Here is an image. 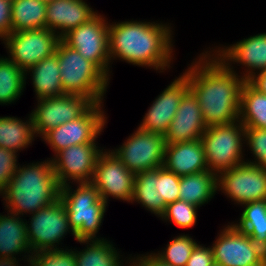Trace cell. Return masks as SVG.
I'll use <instances>...</instances> for the list:
<instances>
[{"instance_id": "1", "label": "cell", "mask_w": 266, "mask_h": 266, "mask_svg": "<svg viewBox=\"0 0 266 266\" xmlns=\"http://www.w3.org/2000/svg\"><path fill=\"white\" fill-rule=\"evenodd\" d=\"M182 72L198 99L207 127L239 120L241 90L246 80L229 70L205 48Z\"/></svg>"}, {"instance_id": "2", "label": "cell", "mask_w": 266, "mask_h": 266, "mask_svg": "<svg viewBox=\"0 0 266 266\" xmlns=\"http://www.w3.org/2000/svg\"><path fill=\"white\" fill-rule=\"evenodd\" d=\"M172 23L159 20H127L109 23V54L111 67L120 60L156 73L170 70L174 56Z\"/></svg>"}, {"instance_id": "3", "label": "cell", "mask_w": 266, "mask_h": 266, "mask_svg": "<svg viewBox=\"0 0 266 266\" xmlns=\"http://www.w3.org/2000/svg\"><path fill=\"white\" fill-rule=\"evenodd\" d=\"M61 186L51 158L19 164L8 186L0 193L4 209L19 216L31 215L60 198Z\"/></svg>"}, {"instance_id": "4", "label": "cell", "mask_w": 266, "mask_h": 266, "mask_svg": "<svg viewBox=\"0 0 266 266\" xmlns=\"http://www.w3.org/2000/svg\"><path fill=\"white\" fill-rule=\"evenodd\" d=\"M60 200L66 207L69 225L77 241L104 240L105 237L97 235L108 204L100 198L98 190L91 182L61 186Z\"/></svg>"}, {"instance_id": "5", "label": "cell", "mask_w": 266, "mask_h": 266, "mask_svg": "<svg viewBox=\"0 0 266 266\" xmlns=\"http://www.w3.org/2000/svg\"><path fill=\"white\" fill-rule=\"evenodd\" d=\"M64 94H75L90 99L93 103L105 101L110 79L91 61L59 41L55 51Z\"/></svg>"}, {"instance_id": "6", "label": "cell", "mask_w": 266, "mask_h": 266, "mask_svg": "<svg viewBox=\"0 0 266 266\" xmlns=\"http://www.w3.org/2000/svg\"><path fill=\"white\" fill-rule=\"evenodd\" d=\"M200 140L209 171L219 174L246 161L245 127L239 120L207 127Z\"/></svg>"}, {"instance_id": "7", "label": "cell", "mask_w": 266, "mask_h": 266, "mask_svg": "<svg viewBox=\"0 0 266 266\" xmlns=\"http://www.w3.org/2000/svg\"><path fill=\"white\" fill-rule=\"evenodd\" d=\"M97 13L88 22L71 29L61 40L77 50L82 57L94 63L111 80V61L109 54L108 18Z\"/></svg>"}, {"instance_id": "8", "label": "cell", "mask_w": 266, "mask_h": 266, "mask_svg": "<svg viewBox=\"0 0 266 266\" xmlns=\"http://www.w3.org/2000/svg\"><path fill=\"white\" fill-rule=\"evenodd\" d=\"M27 216L29 217L28 221L27 219L25 221L27 239L32 253L63 248L62 241L68 233L77 241L69 225L66 207L60 198Z\"/></svg>"}, {"instance_id": "9", "label": "cell", "mask_w": 266, "mask_h": 266, "mask_svg": "<svg viewBox=\"0 0 266 266\" xmlns=\"http://www.w3.org/2000/svg\"><path fill=\"white\" fill-rule=\"evenodd\" d=\"M103 106L104 102L94 103L82 116L46 132L41 141L51 148L54 155L69 146L98 143L97 138L108 123Z\"/></svg>"}, {"instance_id": "10", "label": "cell", "mask_w": 266, "mask_h": 266, "mask_svg": "<svg viewBox=\"0 0 266 266\" xmlns=\"http://www.w3.org/2000/svg\"><path fill=\"white\" fill-rule=\"evenodd\" d=\"M166 143L164 135L151 133L138 127L126 140L110 149L134 174L163 166Z\"/></svg>"}, {"instance_id": "11", "label": "cell", "mask_w": 266, "mask_h": 266, "mask_svg": "<svg viewBox=\"0 0 266 266\" xmlns=\"http://www.w3.org/2000/svg\"><path fill=\"white\" fill-rule=\"evenodd\" d=\"M61 38L47 28L12 32L2 40L9 60L26 71L56 51Z\"/></svg>"}, {"instance_id": "12", "label": "cell", "mask_w": 266, "mask_h": 266, "mask_svg": "<svg viewBox=\"0 0 266 266\" xmlns=\"http://www.w3.org/2000/svg\"><path fill=\"white\" fill-rule=\"evenodd\" d=\"M217 191L238 206L266 200V169L244 162L217 174Z\"/></svg>"}, {"instance_id": "13", "label": "cell", "mask_w": 266, "mask_h": 266, "mask_svg": "<svg viewBox=\"0 0 266 266\" xmlns=\"http://www.w3.org/2000/svg\"><path fill=\"white\" fill-rule=\"evenodd\" d=\"M215 239L211 245L215 264L221 266L264 264L263 249L232 223L225 224Z\"/></svg>"}, {"instance_id": "14", "label": "cell", "mask_w": 266, "mask_h": 266, "mask_svg": "<svg viewBox=\"0 0 266 266\" xmlns=\"http://www.w3.org/2000/svg\"><path fill=\"white\" fill-rule=\"evenodd\" d=\"M31 111L33 131L41 138L49 130L82 116L94 103L83 96L64 94L41 98Z\"/></svg>"}, {"instance_id": "15", "label": "cell", "mask_w": 266, "mask_h": 266, "mask_svg": "<svg viewBox=\"0 0 266 266\" xmlns=\"http://www.w3.org/2000/svg\"><path fill=\"white\" fill-rule=\"evenodd\" d=\"M135 174L121 162L110 148L98 156L91 183L100 198L109 204V197L130 203L133 196Z\"/></svg>"}, {"instance_id": "16", "label": "cell", "mask_w": 266, "mask_h": 266, "mask_svg": "<svg viewBox=\"0 0 266 266\" xmlns=\"http://www.w3.org/2000/svg\"><path fill=\"white\" fill-rule=\"evenodd\" d=\"M207 48L229 70L236 72L235 67L241 65L244 71L236 73L246 81L266 69V32L251 35L227 46L219 44Z\"/></svg>"}, {"instance_id": "17", "label": "cell", "mask_w": 266, "mask_h": 266, "mask_svg": "<svg viewBox=\"0 0 266 266\" xmlns=\"http://www.w3.org/2000/svg\"><path fill=\"white\" fill-rule=\"evenodd\" d=\"M98 145V143L73 145L50 157L60 186L92 181L98 156L106 148Z\"/></svg>"}, {"instance_id": "18", "label": "cell", "mask_w": 266, "mask_h": 266, "mask_svg": "<svg viewBox=\"0 0 266 266\" xmlns=\"http://www.w3.org/2000/svg\"><path fill=\"white\" fill-rule=\"evenodd\" d=\"M188 90L189 83L187 77L180 73L153 100L138 128L151 133L165 135L176 114L181 99Z\"/></svg>"}, {"instance_id": "19", "label": "cell", "mask_w": 266, "mask_h": 266, "mask_svg": "<svg viewBox=\"0 0 266 266\" xmlns=\"http://www.w3.org/2000/svg\"><path fill=\"white\" fill-rule=\"evenodd\" d=\"M6 213H0V266H21V261L30 263L32 251L27 239L26 219L9 211Z\"/></svg>"}, {"instance_id": "20", "label": "cell", "mask_w": 266, "mask_h": 266, "mask_svg": "<svg viewBox=\"0 0 266 266\" xmlns=\"http://www.w3.org/2000/svg\"><path fill=\"white\" fill-rule=\"evenodd\" d=\"M207 129L197 97L189 89L164 135L166 145L200 139Z\"/></svg>"}, {"instance_id": "21", "label": "cell", "mask_w": 266, "mask_h": 266, "mask_svg": "<svg viewBox=\"0 0 266 266\" xmlns=\"http://www.w3.org/2000/svg\"><path fill=\"white\" fill-rule=\"evenodd\" d=\"M46 4V28L60 38L98 13L85 0H51Z\"/></svg>"}, {"instance_id": "22", "label": "cell", "mask_w": 266, "mask_h": 266, "mask_svg": "<svg viewBox=\"0 0 266 266\" xmlns=\"http://www.w3.org/2000/svg\"><path fill=\"white\" fill-rule=\"evenodd\" d=\"M163 167L179 177L209 170L200 139L166 145Z\"/></svg>"}, {"instance_id": "23", "label": "cell", "mask_w": 266, "mask_h": 266, "mask_svg": "<svg viewBox=\"0 0 266 266\" xmlns=\"http://www.w3.org/2000/svg\"><path fill=\"white\" fill-rule=\"evenodd\" d=\"M110 241L107 238L104 240L77 241L85 247L78 250L74 248L76 266H129L130 254L126 259L124 254L121 255L120 252L122 251L116 249L115 243Z\"/></svg>"}, {"instance_id": "24", "label": "cell", "mask_w": 266, "mask_h": 266, "mask_svg": "<svg viewBox=\"0 0 266 266\" xmlns=\"http://www.w3.org/2000/svg\"><path fill=\"white\" fill-rule=\"evenodd\" d=\"M28 76L31 77L36 100L64 95L56 53L27 69L25 81Z\"/></svg>"}, {"instance_id": "25", "label": "cell", "mask_w": 266, "mask_h": 266, "mask_svg": "<svg viewBox=\"0 0 266 266\" xmlns=\"http://www.w3.org/2000/svg\"><path fill=\"white\" fill-rule=\"evenodd\" d=\"M136 202L157 218L164 213L166 204L160 195V168L135 174L130 203Z\"/></svg>"}, {"instance_id": "26", "label": "cell", "mask_w": 266, "mask_h": 266, "mask_svg": "<svg viewBox=\"0 0 266 266\" xmlns=\"http://www.w3.org/2000/svg\"><path fill=\"white\" fill-rule=\"evenodd\" d=\"M179 200L198 208L208 204L217 191V174L201 171L180 177Z\"/></svg>"}, {"instance_id": "27", "label": "cell", "mask_w": 266, "mask_h": 266, "mask_svg": "<svg viewBox=\"0 0 266 266\" xmlns=\"http://www.w3.org/2000/svg\"><path fill=\"white\" fill-rule=\"evenodd\" d=\"M31 113L26 120L15 116H0V147L15 153L23 151L35 141Z\"/></svg>"}, {"instance_id": "28", "label": "cell", "mask_w": 266, "mask_h": 266, "mask_svg": "<svg viewBox=\"0 0 266 266\" xmlns=\"http://www.w3.org/2000/svg\"><path fill=\"white\" fill-rule=\"evenodd\" d=\"M239 121L244 127L266 129V94L248 81L241 90Z\"/></svg>"}, {"instance_id": "29", "label": "cell", "mask_w": 266, "mask_h": 266, "mask_svg": "<svg viewBox=\"0 0 266 266\" xmlns=\"http://www.w3.org/2000/svg\"><path fill=\"white\" fill-rule=\"evenodd\" d=\"M237 221L231 222L262 249L266 245V200L246 203Z\"/></svg>"}, {"instance_id": "30", "label": "cell", "mask_w": 266, "mask_h": 266, "mask_svg": "<svg viewBox=\"0 0 266 266\" xmlns=\"http://www.w3.org/2000/svg\"><path fill=\"white\" fill-rule=\"evenodd\" d=\"M11 6L13 32L46 28L45 1L14 0Z\"/></svg>"}, {"instance_id": "31", "label": "cell", "mask_w": 266, "mask_h": 266, "mask_svg": "<svg viewBox=\"0 0 266 266\" xmlns=\"http://www.w3.org/2000/svg\"><path fill=\"white\" fill-rule=\"evenodd\" d=\"M25 86V71L6 56H0V105L16 103Z\"/></svg>"}, {"instance_id": "32", "label": "cell", "mask_w": 266, "mask_h": 266, "mask_svg": "<svg viewBox=\"0 0 266 266\" xmlns=\"http://www.w3.org/2000/svg\"><path fill=\"white\" fill-rule=\"evenodd\" d=\"M198 241L189 234H180L172 238L166 247L153 253L164 263L171 266H186L192 250Z\"/></svg>"}, {"instance_id": "33", "label": "cell", "mask_w": 266, "mask_h": 266, "mask_svg": "<svg viewBox=\"0 0 266 266\" xmlns=\"http://www.w3.org/2000/svg\"><path fill=\"white\" fill-rule=\"evenodd\" d=\"M198 209L195 205L177 200L166 205L165 211L159 219L169 224L173 223L182 229L193 228L197 223Z\"/></svg>"}, {"instance_id": "34", "label": "cell", "mask_w": 266, "mask_h": 266, "mask_svg": "<svg viewBox=\"0 0 266 266\" xmlns=\"http://www.w3.org/2000/svg\"><path fill=\"white\" fill-rule=\"evenodd\" d=\"M67 247L32 253L30 264L32 266H76L74 248Z\"/></svg>"}, {"instance_id": "35", "label": "cell", "mask_w": 266, "mask_h": 266, "mask_svg": "<svg viewBox=\"0 0 266 266\" xmlns=\"http://www.w3.org/2000/svg\"><path fill=\"white\" fill-rule=\"evenodd\" d=\"M245 147L254 157L246 162L266 169V129L245 127Z\"/></svg>"}, {"instance_id": "36", "label": "cell", "mask_w": 266, "mask_h": 266, "mask_svg": "<svg viewBox=\"0 0 266 266\" xmlns=\"http://www.w3.org/2000/svg\"><path fill=\"white\" fill-rule=\"evenodd\" d=\"M180 177L160 167V195L166 205L179 200Z\"/></svg>"}, {"instance_id": "37", "label": "cell", "mask_w": 266, "mask_h": 266, "mask_svg": "<svg viewBox=\"0 0 266 266\" xmlns=\"http://www.w3.org/2000/svg\"><path fill=\"white\" fill-rule=\"evenodd\" d=\"M19 154L0 147V193L8 186L10 179L18 169Z\"/></svg>"}, {"instance_id": "38", "label": "cell", "mask_w": 266, "mask_h": 266, "mask_svg": "<svg viewBox=\"0 0 266 266\" xmlns=\"http://www.w3.org/2000/svg\"><path fill=\"white\" fill-rule=\"evenodd\" d=\"M197 243L192 250L191 255L186 263V266H212L214 257L211 246Z\"/></svg>"}, {"instance_id": "39", "label": "cell", "mask_w": 266, "mask_h": 266, "mask_svg": "<svg viewBox=\"0 0 266 266\" xmlns=\"http://www.w3.org/2000/svg\"><path fill=\"white\" fill-rule=\"evenodd\" d=\"M12 6L11 3L0 0V41L9 36L12 30Z\"/></svg>"}, {"instance_id": "40", "label": "cell", "mask_w": 266, "mask_h": 266, "mask_svg": "<svg viewBox=\"0 0 266 266\" xmlns=\"http://www.w3.org/2000/svg\"><path fill=\"white\" fill-rule=\"evenodd\" d=\"M129 266H171L159 259L153 251L145 254H130Z\"/></svg>"}, {"instance_id": "41", "label": "cell", "mask_w": 266, "mask_h": 266, "mask_svg": "<svg viewBox=\"0 0 266 266\" xmlns=\"http://www.w3.org/2000/svg\"><path fill=\"white\" fill-rule=\"evenodd\" d=\"M248 82L259 92L266 94V69L255 74Z\"/></svg>"}, {"instance_id": "42", "label": "cell", "mask_w": 266, "mask_h": 266, "mask_svg": "<svg viewBox=\"0 0 266 266\" xmlns=\"http://www.w3.org/2000/svg\"><path fill=\"white\" fill-rule=\"evenodd\" d=\"M263 262L266 264V245L263 247Z\"/></svg>"}, {"instance_id": "43", "label": "cell", "mask_w": 266, "mask_h": 266, "mask_svg": "<svg viewBox=\"0 0 266 266\" xmlns=\"http://www.w3.org/2000/svg\"><path fill=\"white\" fill-rule=\"evenodd\" d=\"M3 1H6L8 3H12L14 0H3Z\"/></svg>"}, {"instance_id": "44", "label": "cell", "mask_w": 266, "mask_h": 266, "mask_svg": "<svg viewBox=\"0 0 266 266\" xmlns=\"http://www.w3.org/2000/svg\"><path fill=\"white\" fill-rule=\"evenodd\" d=\"M24 266H32L30 263L25 264Z\"/></svg>"}, {"instance_id": "45", "label": "cell", "mask_w": 266, "mask_h": 266, "mask_svg": "<svg viewBox=\"0 0 266 266\" xmlns=\"http://www.w3.org/2000/svg\"><path fill=\"white\" fill-rule=\"evenodd\" d=\"M212 266H221V265H219V264H215V263H214Z\"/></svg>"}]
</instances>
